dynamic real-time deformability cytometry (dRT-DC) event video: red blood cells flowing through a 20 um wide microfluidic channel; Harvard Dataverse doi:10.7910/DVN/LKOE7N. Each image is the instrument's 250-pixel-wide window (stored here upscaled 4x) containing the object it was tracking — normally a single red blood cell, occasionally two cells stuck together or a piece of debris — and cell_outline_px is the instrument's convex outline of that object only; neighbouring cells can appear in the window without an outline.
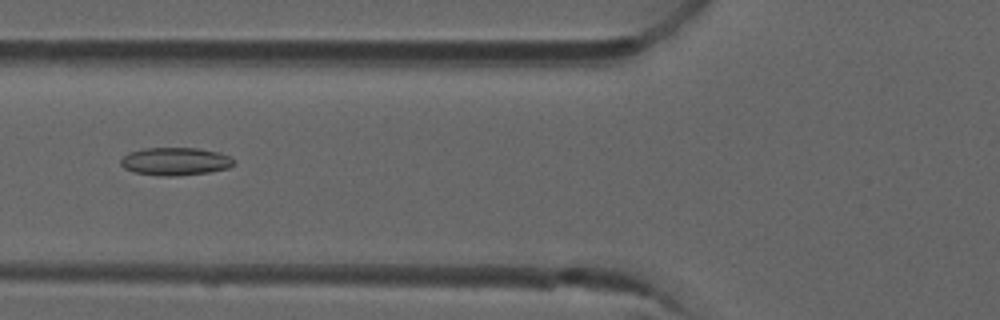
{"species": "common noctule bat (a hibernating species)", "species_latin": "Nyctalus noctula", "temperature_condition": "room temperature", "stored_images_in_passage": 31, "camera_frame_rate_fps": 3000, "um_per_image_px": 0.085, "animal": {"sex": "male", "forearm_length_mm": 52.5}, "frame": {"image": 1, "passage_image": 10, "time_ms": 3.0, "image_size_px": [1000, 320], "cell_outline_px": [[236, 164], [228, 168], [208, 172], [176, 176], [160, 176], [136, 172], [124, 168], [120, 164], [120, 160], [128, 152], [144, 148], [196, 148], [220, 152], [236, 160]], "centroid_in_image_um": [14.92, 13.71], "position_along_channel_um": 110.9, "area_um2": 18.44}}
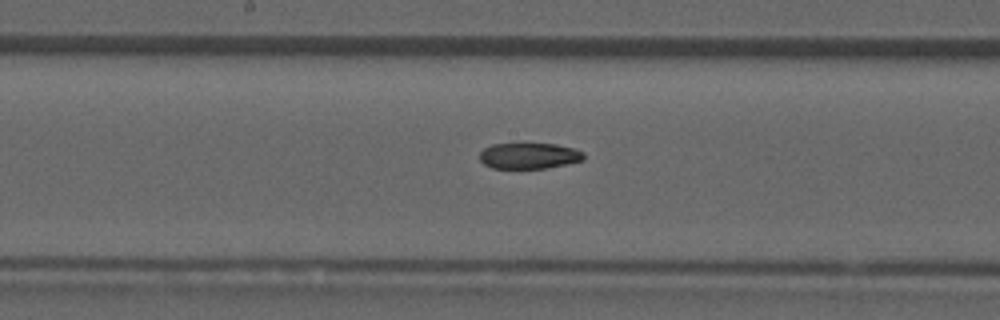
{"frame": {"image": 2, "passage_image": 17, "time_ms": 5.333, "image_size_px": [1000, 320], "cell_outline_px": [[584, 160], [544, 168], [492, 168], [484, 164], [480, 160], [480, 152], [484, 148], [492, 144], [556, 144], [576, 148], [584, 152]], "centroid_in_image_um": [44.98, 13.23], "position_along_channel_um": 203.2, "area_um2": 15.66}}
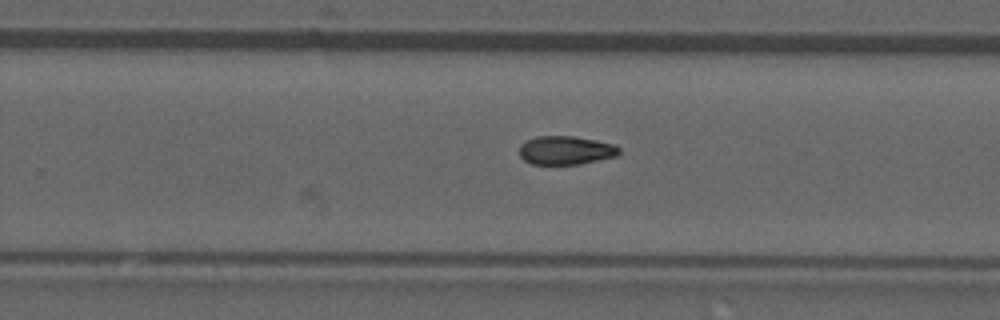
{"frame": {"image": 3, "passage_image": 23, "time_ms": 7.333, "image_size_px": [1000, 320], "cell_outline_px": [[620, 152], [616, 156], [580, 164], [532, 164], [524, 160], [520, 156], [520, 144], [524, 140], [536, 136], [572, 136], [596, 140], [616, 144], [620, 148]], "centroid_in_image_um": [48.08, 12.76], "position_along_channel_um": 281.7, "area_um2": 16.76}}